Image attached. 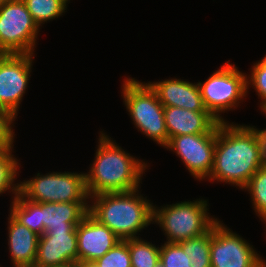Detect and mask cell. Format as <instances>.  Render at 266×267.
Returning <instances> with one entry per match:
<instances>
[{"instance_id": "1", "label": "cell", "mask_w": 266, "mask_h": 267, "mask_svg": "<svg viewBox=\"0 0 266 267\" xmlns=\"http://www.w3.org/2000/svg\"><path fill=\"white\" fill-rule=\"evenodd\" d=\"M260 167V130L250 125L220 122L208 181L216 180L244 189Z\"/></svg>"}, {"instance_id": "2", "label": "cell", "mask_w": 266, "mask_h": 267, "mask_svg": "<svg viewBox=\"0 0 266 267\" xmlns=\"http://www.w3.org/2000/svg\"><path fill=\"white\" fill-rule=\"evenodd\" d=\"M99 134L93 164L89 172L85 173L88 196L138 189L143 173L149 167L147 162L125 152L105 133L100 131Z\"/></svg>"}, {"instance_id": "3", "label": "cell", "mask_w": 266, "mask_h": 267, "mask_svg": "<svg viewBox=\"0 0 266 267\" xmlns=\"http://www.w3.org/2000/svg\"><path fill=\"white\" fill-rule=\"evenodd\" d=\"M139 193L136 189L91 196L89 214L121 240L139 237L138 232L153 224L154 206L147 197Z\"/></svg>"}, {"instance_id": "4", "label": "cell", "mask_w": 266, "mask_h": 267, "mask_svg": "<svg viewBox=\"0 0 266 267\" xmlns=\"http://www.w3.org/2000/svg\"><path fill=\"white\" fill-rule=\"evenodd\" d=\"M122 85L123 102L135 127L146 137L165 147L168 133L165 126L164 106L148 83L126 78Z\"/></svg>"}, {"instance_id": "5", "label": "cell", "mask_w": 266, "mask_h": 267, "mask_svg": "<svg viewBox=\"0 0 266 267\" xmlns=\"http://www.w3.org/2000/svg\"><path fill=\"white\" fill-rule=\"evenodd\" d=\"M208 206L207 200L200 198L161 206L159 209L153 206V223L165 232L166 242L179 243L205 234L218 221L210 216Z\"/></svg>"}, {"instance_id": "6", "label": "cell", "mask_w": 266, "mask_h": 267, "mask_svg": "<svg viewBox=\"0 0 266 267\" xmlns=\"http://www.w3.org/2000/svg\"><path fill=\"white\" fill-rule=\"evenodd\" d=\"M229 61L205 82H197L206 110L218 122H226L220 113L235 109L247 95V74Z\"/></svg>"}, {"instance_id": "7", "label": "cell", "mask_w": 266, "mask_h": 267, "mask_svg": "<svg viewBox=\"0 0 266 267\" xmlns=\"http://www.w3.org/2000/svg\"><path fill=\"white\" fill-rule=\"evenodd\" d=\"M19 193L32 202H90L85 173L53 172L19 183Z\"/></svg>"}, {"instance_id": "8", "label": "cell", "mask_w": 266, "mask_h": 267, "mask_svg": "<svg viewBox=\"0 0 266 267\" xmlns=\"http://www.w3.org/2000/svg\"><path fill=\"white\" fill-rule=\"evenodd\" d=\"M39 29L23 0L0 5V54H34Z\"/></svg>"}, {"instance_id": "9", "label": "cell", "mask_w": 266, "mask_h": 267, "mask_svg": "<svg viewBox=\"0 0 266 267\" xmlns=\"http://www.w3.org/2000/svg\"><path fill=\"white\" fill-rule=\"evenodd\" d=\"M211 267H265L266 262L253 245L221 221L211 227Z\"/></svg>"}, {"instance_id": "10", "label": "cell", "mask_w": 266, "mask_h": 267, "mask_svg": "<svg viewBox=\"0 0 266 267\" xmlns=\"http://www.w3.org/2000/svg\"><path fill=\"white\" fill-rule=\"evenodd\" d=\"M34 54H0V108L17 115L26 93Z\"/></svg>"}, {"instance_id": "11", "label": "cell", "mask_w": 266, "mask_h": 267, "mask_svg": "<svg viewBox=\"0 0 266 267\" xmlns=\"http://www.w3.org/2000/svg\"><path fill=\"white\" fill-rule=\"evenodd\" d=\"M216 133L186 134L169 139L164 147L183 160L194 178L207 179L213 167Z\"/></svg>"}, {"instance_id": "12", "label": "cell", "mask_w": 266, "mask_h": 267, "mask_svg": "<svg viewBox=\"0 0 266 267\" xmlns=\"http://www.w3.org/2000/svg\"><path fill=\"white\" fill-rule=\"evenodd\" d=\"M76 230L46 231L39 236L33 267H57L77 262Z\"/></svg>"}, {"instance_id": "13", "label": "cell", "mask_w": 266, "mask_h": 267, "mask_svg": "<svg viewBox=\"0 0 266 267\" xmlns=\"http://www.w3.org/2000/svg\"><path fill=\"white\" fill-rule=\"evenodd\" d=\"M77 262H92L103 257L121 239L89 213L76 227Z\"/></svg>"}, {"instance_id": "14", "label": "cell", "mask_w": 266, "mask_h": 267, "mask_svg": "<svg viewBox=\"0 0 266 267\" xmlns=\"http://www.w3.org/2000/svg\"><path fill=\"white\" fill-rule=\"evenodd\" d=\"M157 93L164 107H179L191 111H207L196 83L171 78L158 82H148Z\"/></svg>"}, {"instance_id": "15", "label": "cell", "mask_w": 266, "mask_h": 267, "mask_svg": "<svg viewBox=\"0 0 266 267\" xmlns=\"http://www.w3.org/2000/svg\"><path fill=\"white\" fill-rule=\"evenodd\" d=\"M165 126L170 138L186 134L217 133L219 123L208 111L164 107Z\"/></svg>"}, {"instance_id": "16", "label": "cell", "mask_w": 266, "mask_h": 267, "mask_svg": "<svg viewBox=\"0 0 266 267\" xmlns=\"http://www.w3.org/2000/svg\"><path fill=\"white\" fill-rule=\"evenodd\" d=\"M89 202L41 203L43 234L46 231L76 230L89 213Z\"/></svg>"}, {"instance_id": "17", "label": "cell", "mask_w": 266, "mask_h": 267, "mask_svg": "<svg viewBox=\"0 0 266 267\" xmlns=\"http://www.w3.org/2000/svg\"><path fill=\"white\" fill-rule=\"evenodd\" d=\"M8 216V246L13 267H33L39 235Z\"/></svg>"}, {"instance_id": "18", "label": "cell", "mask_w": 266, "mask_h": 267, "mask_svg": "<svg viewBox=\"0 0 266 267\" xmlns=\"http://www.w3.org/2000/svg\"><path fill=\"white\" fill-rule=\"evenodd\" d=\"M11 202L10 215L39 236L43 235L41 203L25 199L20 193Z\"/></svg>"}, {"instance_id": "19", "label": "cell", "mask_w": 266, "mask_h": 267, "mask_svg": "<svg viewBox=\"0 0 266 267\" xmlns=\"http://www.w3.org/2000/svg\"><path fill=\"white\" fill-rule=\"evenodd\" d=\"M189 256L191 267H211V228L202 235L178 243Z\"/></svg>"}, {"instance_id": "20", "label": "cell", "mask_w": 266, "mask_h": 267, "mask_svg": "<svg viewBox=\"0 0 266 267\" xmlns=\"http://www.w3.org/2000/svg\"><path fill=\"white\" fill-rule=\"evenodd\" d=\"M132 267H154L160 260V247L140 237L126 239Z\"/></svg>"}, {"instance_id": "21", "label": "cell", "mask_w": 266, "mask_h": 267, "mask_svg": "<svg viewBox=\"0 0 266 267\" xmlns=\"http://www.w3.org/2000/svg\"><path fill=\"white\" fill-rule=\"evenodd\" d=\"M34 22L40 26L66 12L67 5L61 0H23Z\"/></svg>"}, {"instance_id": "22", "label": "cell", "mask_w": 266, "mask_h": 267, "mask_svg": "<svg viewBox=\"0 0 266 267\" xmlns=\"http://www.w3.org/2000/svg\"><path fill=\"white\" fill-rule=\"evenodd\" d=\"M12 149L0 150V194L7 190L14 194V198L19 194V183L15 184L19 169L18 159L12 154Z\"/></svg>"}, {"instance_id": "23", "label": "cell", "mask_w": 266, "mask_h": 267, "mask_svg": "<svg viewBox=\"0 0 266 267\" xmlns=\"http://www.w3.org/2000/svg\"><path fill=\"white\" fill-rule=\"evenodd\" d=\"M245 189L250 193L257 216H266V168L260 167L252 175Z\"/></svg>"}, {"instance_id": "24", "label": "cell", "mask_w": 266, "mask_h": 267, "mask_svg": "<svg viewBox=\"0 0 266 267\" xmlns=\"http://www.w3.org/2000/svg\"><path fill=\"white\" fill-rule=\"evenodd\" d=\"M99 267H132L128 243L119 241L103 257L94 261Z\"/></svg>"}, {"instance_id": "25", "label": "cell", "mask_w": 266, "mask_h": 267, "mask_svg": "<svg viewBox=\"0 0 266 267\" xmlns=\"http://www.w3.org/2000/svg\"><path fill=\"white\" fill-rule=\"evenodd\" d=\"M160 261L165 267H191L189 256L178 243L165 242L161 245Z\"/></svg>"}, {"instance_id": "26", "label": "cell", "mask_w": 266, "mask_h": 267, "mask_svg": "<svg viewBox=\"0 0 266 267\" xmlns=\"http://www.w3.org/2000/svg\"><path fill=\"white\" fill-rule=\"evenodd\" d=\"M250 72L251 75L246 77L247 93L250 85L254 87L257 95L262 100L260 103V109H262L266 105V56L261 61L253 64Z\"/></svg>"}, {"instance_id": "27", "label": "cell", "mask_w": 266, "mask_h": 267, "mask_svg": "<svg viewBox=\"0 0 266 267\" xmlns=\"http://www.w3.org/2000/svg\"><path fill=\"white\" fill-rule=\"evenodd\" d=\"M16 117L12 112L0 108V150L13 148L15 136L13 122Z\"/></svg>"}, {"instance_id": "28", "label": "cell", "mask_w": 266, "mask_h": 267, "mask_svg": "<svg viewBox=\"0 0 266 267\" xmlns=\"http://www.w3.org/2000/svg\"><path fill=\"white\" fill-rule=\"evenodd\" d=\"M260 163L266 168V129H260Z\"/></svg>"}, {"instance_id": "29", "label": "cell", "mask_w": 266, "mask_h": 267, "mask_svg": "<svg viewBox=\"0 0 266 267\" xmlns=\"http://www.w3.org/2000/svg\"><path fill=\"white\" fill-rule=\"evenodd\" d=\"M57 267H83V262H75V263L66 264V265L57 266Z\"/></svg>"}, {"instance_id": "30", "label": "cell", "mask_w": 266, "mask_h": 267, "mask_svg": "<svg viewBox=\"0 0 266 267\" xmlns=\"http://www.w3.org/2000/svg\"><path fill=\"white\" fill-rule=\"evenodd\" d=\"M83 267H99L94 261L92 262H83Z\"/></svg>"}, {"instance_id": "31", "label": "cell", "mask_w": 266, "mask_h": 267, "mask_svg": "<svg viewBox=\"0 0 266 267\" xmlns=\"http://www.w3.org/2000/svg\"><path fill=\"white\" fill-rule=\"evenodd\" d=\"M154 267H165L162 262L159 260Z\"/></svg>"}, {"instance_id": "32", "label": "cell", "mask_w": 266, "mask_h": 267, "mask_svg": "<svg viewBox=\"0 0 266 267\" xmlns=\"http://www.w3.org/2000/svg\"><path fill=\"white\" fill-rule=\"evenodd\" d=\"M10 1H13V0H0V5L10 2Z\"/></svg>"}, {"instance_id": "33", "label": "cell", "mask_w": 266, "mask_h": 267, "mask_svg": "<svg viewBox=\"0 0 266 267\" xmlns=\"http://www.w3.org/2000/svg\"><path fill=\"white\" fill-rule=\"evenodd\" d=\"M261 112H263L266 115V105L261 109Z\"/></svg>"}, {"instance_id": "34", "label": "cell", "mask_w": 266, "mask_h": 267, "mask_svg": "<svg viewBox=\"0 0 266 267\" xmlns=\"http://www.w3.org/2000/svg\"><path fill=\"white\" fill-rule=\"evenodd\" d=\"M63 3H65L66 5H68L67 3L70 1V0H61Z\"/></svg>"}, {"instance_id": "35", "label": "cell", "mask_w": 266, "mask_h": 267, "mask_svg": "<svg viewBox=\"0 0 266 267\" xmlns=\"http://www.w3.org/2000/svg\"><path fill=\"white\" fill-rule=\"evenodd\" d=\"M261 220H262V221H265L264 224H266V216L262 217Z\"/></svg>"}]
</instances>
